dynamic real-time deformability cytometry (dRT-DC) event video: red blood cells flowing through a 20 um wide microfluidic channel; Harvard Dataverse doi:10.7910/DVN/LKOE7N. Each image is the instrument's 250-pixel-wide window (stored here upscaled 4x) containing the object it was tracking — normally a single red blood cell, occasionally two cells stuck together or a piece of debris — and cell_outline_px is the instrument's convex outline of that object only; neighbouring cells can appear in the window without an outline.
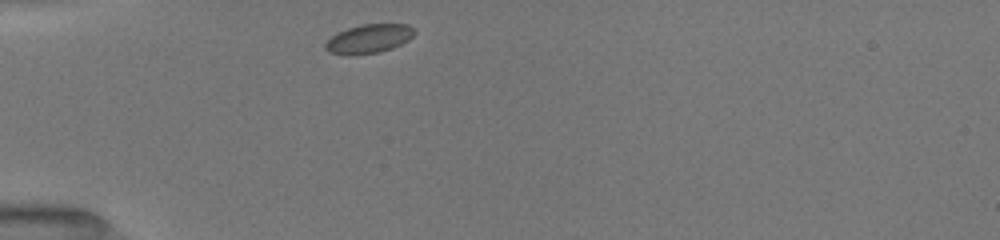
{"species": "common noctule bat (a hibernating species)", "species_latin": "Nyctalus noctula", "temperature_condition": "room temperature", "stored_images_in_passage": 37, "camera_frame_rate_fps": 3000, "um_per_image_px": 0.085, "animal": {"sex": "female", "body_mass_g": 19.5, "forearm_length_mm": 54.1}, "frame": {"image": 1, "passage_image": 1, "time_ms": 0.0, "image_size_px": [1000, 240], "cell_outline_px": [[416, 32], [408, 40], [392, 48], [380, 52], [352, 56], [328, 52], [324, 48], [324, 44], [336, 32], [360, 24], [408, 24], [416, 28]], "centroid_in_image_um": [31.35, 3.29], "position_along_channel_um": 53.7, "area_um2": 15.26}}
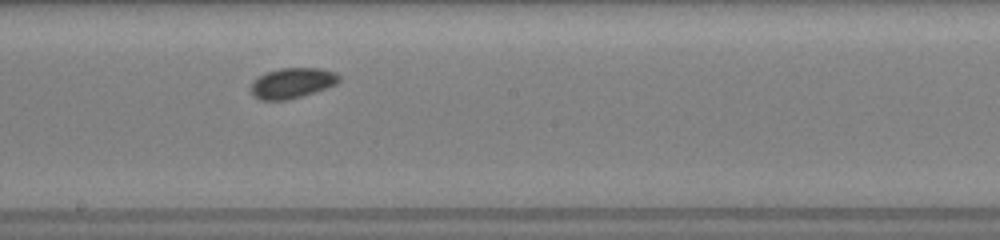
{"frame": {"image": 2, "passage_image": 15, "time_ms": 4.667, "image_size_px": [1000, 240], "cell_outline_px": [[340, 80], [336, 84], [288, 100], [260, 100], [252, 96], [252, 80], [268, 72], [280, 68], [320, 68], [336, 72], [340, 76]], "centroid_in_image_um": [24.83, 7.05], "position_along_channel_um": 223.4, "area_um2": 15.43}}
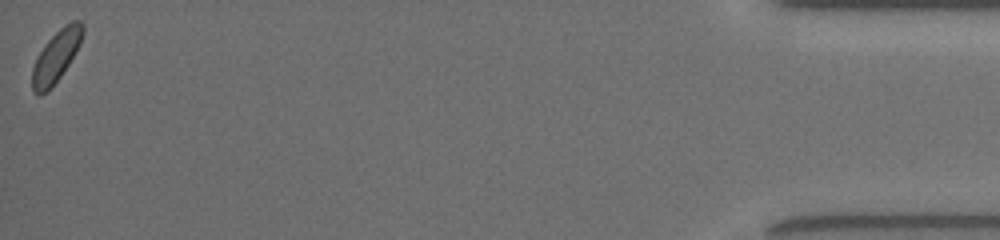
{"frame": {"image": 3, "passage_image": 37, "time_ms": 12.0, "image_size_px": [1000, 240], "cell_outline_px": [[84, 32], [80, 44], [68, 64], [60, 76], [40, 96], [32, 92], [32, 68], [36, 56], [44, 44], [64, 24], [72, 20], [80, 20], [84, 24]], "centroid_in_image_um": [4.77, 4.73], "position_along_channel_um": 430.4, "area_um2": 15.03}, "authors_computed_cell_mechanics": {"area_um2": 15.0858, "velocity_mm_per_s": 3.9808, "shape_relaxation_time_tau1_ms": null, "shape_relaxation_time_tau2_ms": 5.3745, "deformation_change_tau1": null, "deformation_change_tau2": 0.0727}}